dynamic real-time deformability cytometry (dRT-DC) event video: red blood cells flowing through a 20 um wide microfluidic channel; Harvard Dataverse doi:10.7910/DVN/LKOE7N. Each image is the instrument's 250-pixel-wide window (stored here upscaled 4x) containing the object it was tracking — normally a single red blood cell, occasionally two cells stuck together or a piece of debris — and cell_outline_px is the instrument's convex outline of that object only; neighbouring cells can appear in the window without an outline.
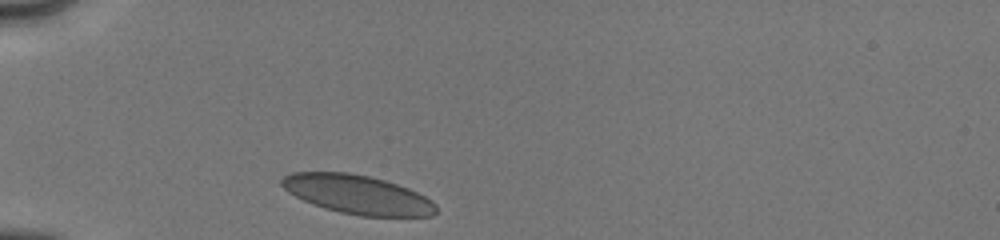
{"species": "human", "species_latin": "Homo sapiens", "temperature_condition": "cold", "stored_images_in_passage": 4, "camera_frame_rate_fps": 3000, "um_per_image_px": 0.085, "donor": {"sex": "male"}, "frame": {"image": 1, "passage_image": 1, "time_ms": 0.0, "image_size_px": [1000, 240], "cell_outline_px": [[436, 212], [432, 216], [360, 216], [340, 212], [324, 208], [312, 204], [288, 192], [280, 184], [280, 180], [284, 176], [292, 172], [348, 172], [368, 176], [384, 180], [408, 188], [432, 200], [436, 204]], "centroid_in_image_um": [30.37, 16.53], "position_along_channel_um": 54.6, "area_um2": 34.91}}